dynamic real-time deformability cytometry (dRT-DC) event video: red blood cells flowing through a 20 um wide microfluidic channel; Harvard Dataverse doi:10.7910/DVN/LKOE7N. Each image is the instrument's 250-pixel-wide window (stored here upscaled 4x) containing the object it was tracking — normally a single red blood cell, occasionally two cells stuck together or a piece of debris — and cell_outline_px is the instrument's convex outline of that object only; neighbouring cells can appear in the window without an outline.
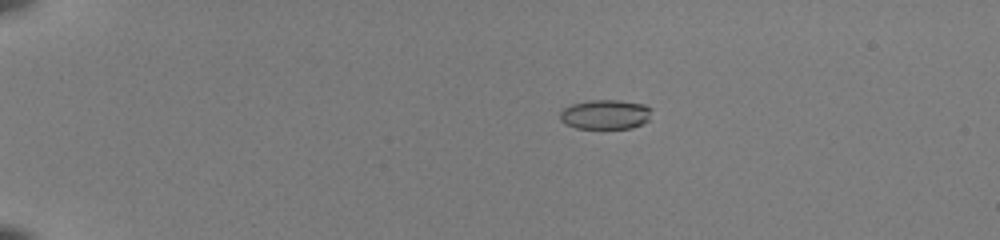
{"species": "common noctule bat (a hibernating species)", "species_latin": "Nyctalus noctula", "temperature_condition": "room temperature", "stored_images_in_passage": 42, "camera_frame_rate_fps": 3000, "um_per_image_px": 0.085, "animal": {"sex": "female", "body_mass_g": 22.0, "forearm_length_mm": 56.7}, "frame": {"image": 1, "passage_image": 1, "time_ms": 0.0, "image_size_px": [1000, 240], "cell_outline_px": [[652, 108], [648, 120], [632, 128], [576, 128], [560, 120], [560, 112], [564, 108], [572, 104], [592, 100], [616, 100], [644, 104]], "centroid_in_image_um": [51.46, 9.72], "position_along_channel_um": 33.5, "area_um2": 15.61}}
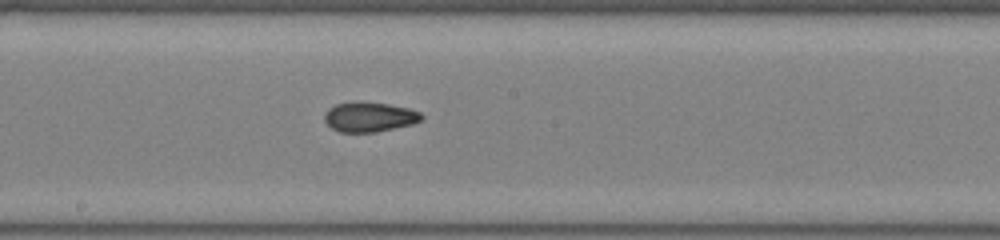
{"frame": {"image": 2, "passage_image": 21, "time_ms": 6.667, "image_size_px": [1000, 240], "cell_outline_px": [[424, 116], [420, 120], [412, 124], [376, 132], [340, 132], [332, 128], [324, 120], [324, 116], [328, 108], [336, 104], [388, 104], [408, 108], [420, 112]], "centroid_in_image_um": [31.41, 9.98], "position_along_channel_um": 216.8, "area_um2": 16.18}}
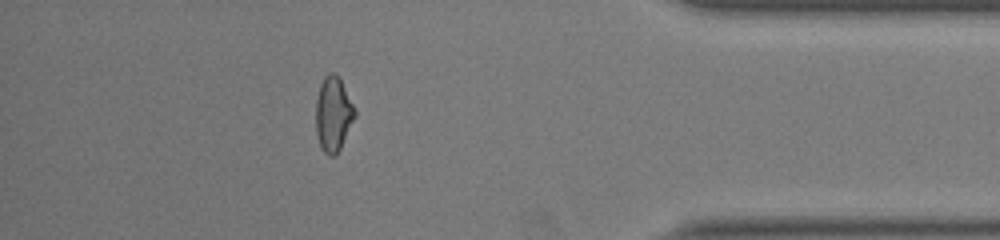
{"frame": {"image": 3, "passage_image": 37, "time_ms": 12.0, "image_size_px": [1000, 240], "cell_outline_px": [[356, 116], [336, 156], [328, 156], [324, 152], [320, 144], [316, 132], [316, 100], [320, 84], [324, 76], [328, 72], [332, 72], [340, 80], [356, 108]], "centroid_in_image_um": [28.33, 9.7], "position_along_channel_um": 406.9, "area_um2": 16.94}, "authors_computed_cell_mechanics": {"area_um2": 16.5308, "velocity_mm_per_s": 4.0309, "shape_relaxation_time_tau1_ms": null, "shape_relaxation_time_tau2_ms": 1.5018, "deformation_change_tau1": null, "deformation_change_tau2": 0.074}}